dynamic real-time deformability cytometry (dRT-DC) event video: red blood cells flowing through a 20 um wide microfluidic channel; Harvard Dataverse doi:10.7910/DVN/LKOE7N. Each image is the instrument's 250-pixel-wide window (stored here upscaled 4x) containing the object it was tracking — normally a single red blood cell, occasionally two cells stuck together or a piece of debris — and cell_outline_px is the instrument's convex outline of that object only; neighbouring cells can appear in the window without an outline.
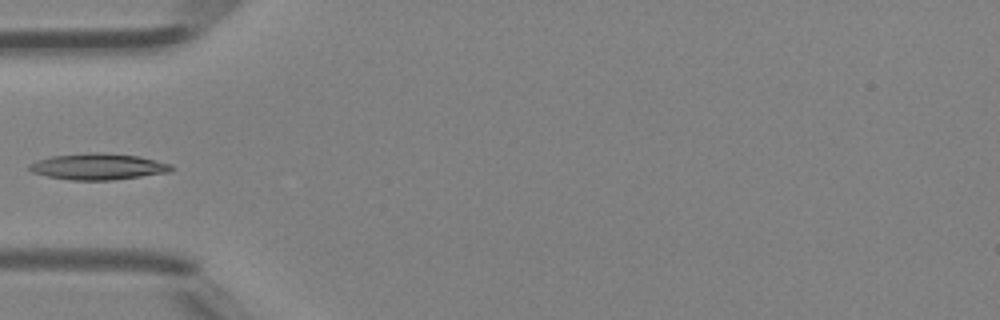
{"species": "Egyptian fruit bat (a non-hibernating species)", "species_latin": "Rousettus aegyptiacus", "temperature_condition": "room temperature", "stored_images_in_passage": 3, "camera_frame_rate_fps": 3000, "um_per_image_px": 0.085, "animal": {"sex": "female"}, "frame": {"image": 1, "passage_image": 3, "time_ms": 0.667, "image_size_px": [1000, 320], "cell_outline_px": [[176, 168], [172, 172], [112, 180], [72, 180], [48, 176], [32, 172], [28, 168], [28, 164], [36, 160], [52, 156], [88, 152], [100, 152], [136, 156], [172, 164]], "centroid_in_image_um": [8.35, 14.16], "position_along_channel_um": 76.6, "area_um2": 21.79}}